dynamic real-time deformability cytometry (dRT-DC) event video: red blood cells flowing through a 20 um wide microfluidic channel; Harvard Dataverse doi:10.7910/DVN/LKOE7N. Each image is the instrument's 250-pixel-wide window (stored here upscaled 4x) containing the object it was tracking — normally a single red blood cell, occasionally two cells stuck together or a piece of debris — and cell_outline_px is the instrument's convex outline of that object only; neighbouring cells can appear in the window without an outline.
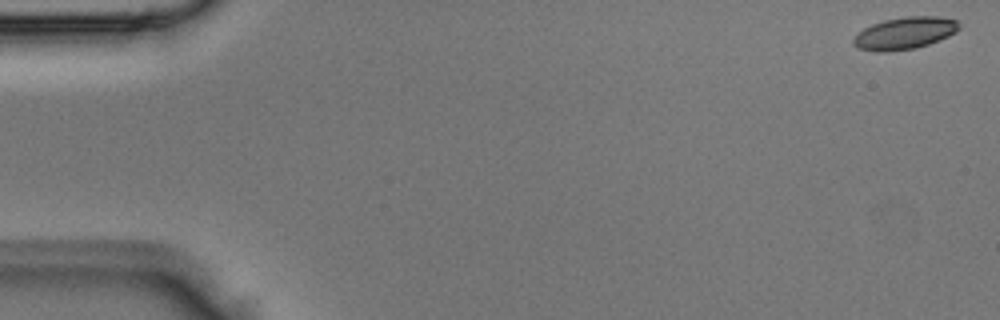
{"species": "Egyptian fruit bat (a non-hibernating species)", "species_latin": "Rousettus aegyptiacus", "temperature_condition": "room temperature", "stored_images_in_passage": 4, "camera_frame_rate_fps": 3000, "um_per_image_px": 0.085, "animal": {"sex": "male"}, "frame": {"image": 1, "passage_image": 1, "time_ms": 0.0, "image_size_px": [1000, 320], "cell_outline_px": [[960, 28], [956, 32], [940, 40], [916, 48], [888, 52], [876, 52], [860, 48], [852, 44], [852, 40], [864, 28], [872, 24], [884, 20], [908, 16], [940, 16], [956, 20], [960, 24]], "centroid_in_image_um": [76.92, 2.82], "position_along_channel_um": 8.1, "area_um2": 19.83}}